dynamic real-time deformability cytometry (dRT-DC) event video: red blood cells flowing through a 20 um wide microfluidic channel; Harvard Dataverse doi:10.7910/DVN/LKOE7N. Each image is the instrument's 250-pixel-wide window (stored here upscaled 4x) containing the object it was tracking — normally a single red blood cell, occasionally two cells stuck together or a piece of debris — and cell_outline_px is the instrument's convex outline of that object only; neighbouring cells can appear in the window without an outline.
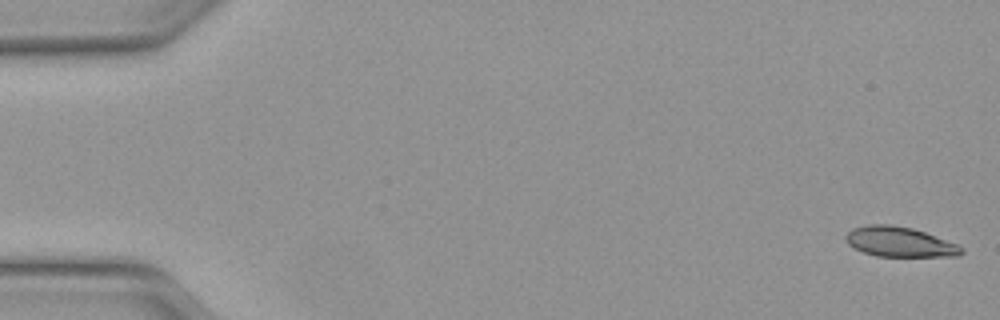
{"species": "Egyptian fruit bat (a non-hibernating species)", "species_latin": "Rousettus aegyptiacus", "temperature_condition": "warm", "stored_images_in_passage": 49, "camera_frame_rate_fps": 3000, "um_per_image_px": 0.085, "animal": {"sex": "female"}, "frame": {"image": 1, "passage_image": 1, "time_ms": 0.0, "image_size_px": [1000, 320], "cell_outline_px": [[964, 252], [960, 256], [876, 256], [864, 252], [848, 244], [844, 240], [844, 236], [852, 228], [868, 224], [888, 224], [912, 228], [924, 232], [956, 244], [964, 248]], "centroid_in_image_um": [76.44, 20.56], "position_along_channel_um": 8.6, "area_um2": 20.11}}
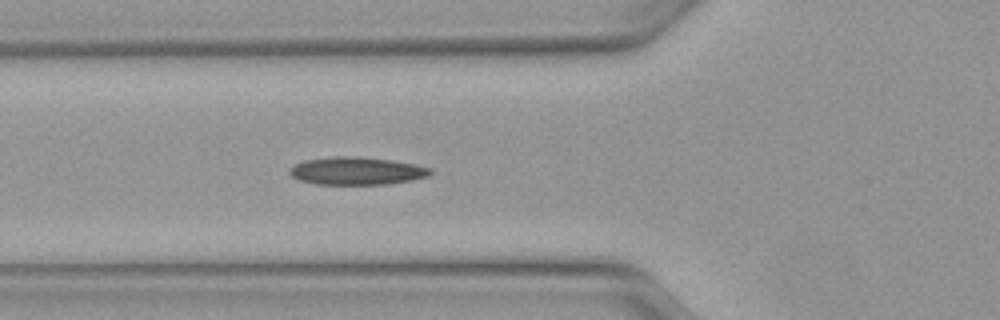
{"frame": {"image": 2, "passage_image": 18, "time_ms": 5.667, "image_size_px": [1000, 320], "cell_outline_px": [[432, 172], [428, 176], [412, 180], [388, 184], [316, 184], [300, 180], [292, 176], [288, 172], [288, 168], [304, 160], [336, 156], [356, 156], [388, 160], [412, 164], [428, 168]], "centroid_in_image_um": [30.26, 14.53], "position_along_channel_um": 95.5, "area_um2": 22.48}}
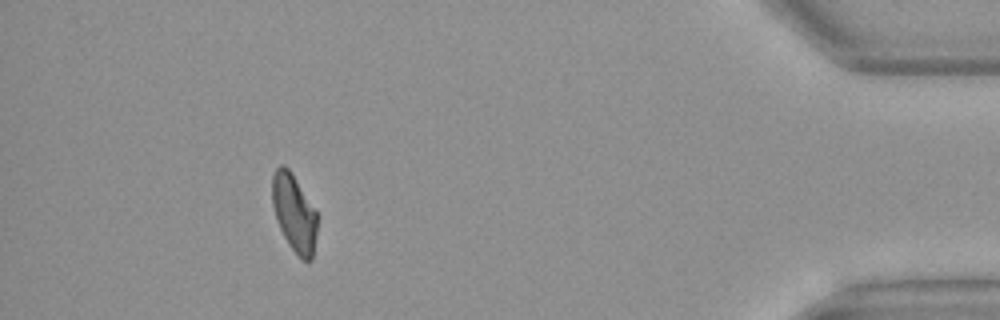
{"frame": {"image": 3, "passage_image": 45, "time_ms": 14.667, "image_size_px": [1000, 320], "cell_outline_px": [[316, 236], [312, 260], [308, 264], [300, 260], [288, 244], [276, 220], [272, 204], [272, 176], [276, 168], [280, 164], [284, 164], [292, 172], [316, 212]], "centroid_in_image_um": [24.99, 18.14], "position_along_channel_um": 410.2, "area_um2": 20.46}, "authors_computed_cell_mechanics": {"area_um2": 21.2704, "velocity_mm_per_s": 4.1338, "shape_relaxation_time_tau1_ms": 6.184, "shape_relaxation_time_tau2_ms": 3.4459, "deformation_change_tau1": 0.1817, "deformation_change_tau2": 0.1042}}